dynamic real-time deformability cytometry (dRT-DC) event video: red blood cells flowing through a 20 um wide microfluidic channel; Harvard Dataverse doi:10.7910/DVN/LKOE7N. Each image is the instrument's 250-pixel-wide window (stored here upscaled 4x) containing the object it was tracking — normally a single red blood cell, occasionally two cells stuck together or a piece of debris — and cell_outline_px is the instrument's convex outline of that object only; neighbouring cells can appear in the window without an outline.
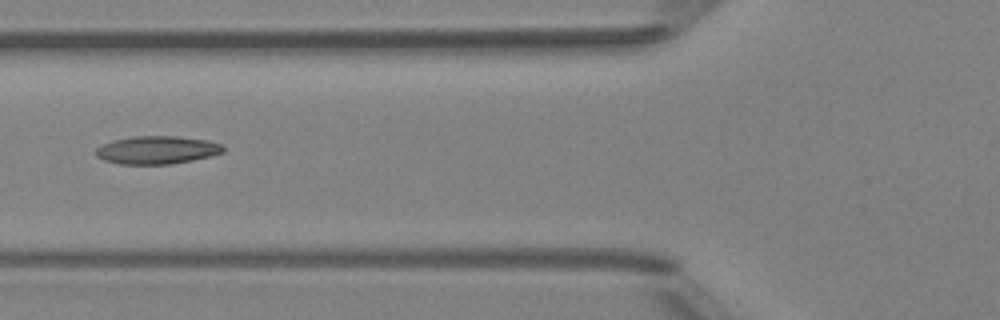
{"species": "Egyptian fruit bat (a non-hibernating species)", "species_latin": "Rousettus aegyptiacus", "temperature_condition": "room temperature", "stored_images_in_passage": 7, "camera_frame_rate_fps": 3000, "um_per_image_px": 0.085, "animal": {"sex": "female"}, "frame": {"image": 1, "passage_image": 6, "time_ms": 5.667, "image_size_px": [1000, 320], "cell_outline_px": [[224, 152], [192, 160], [168, 164], [120, 164], [104, 160], [96, 156], [96, 148], [112, 140], [132, 136], [176, 136], [208, 140], [220, 144], [224, 148]], "centroid_in_image_um": [13.32, 12.74], "position_along_channel_um": 112.5, "area_um2": 20.63}}
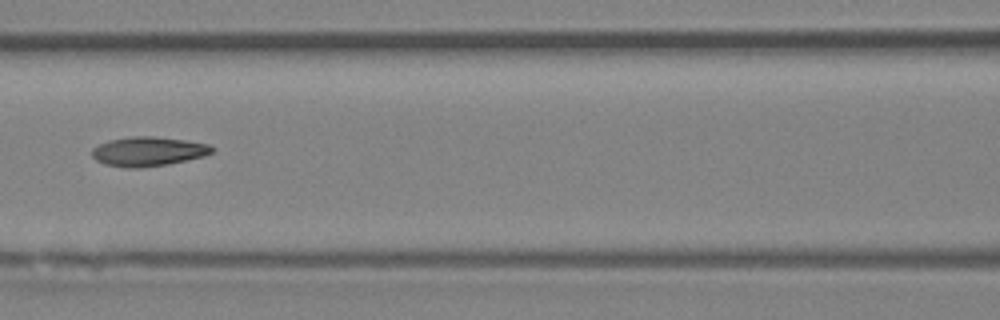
{"frame": {"image": 2, "passage_image": 7, "time_ms": 6.667, "image_size_px": [1000, 320], "cell_outline_px": [[212, 152], [204, 156], [168, 164], [140, 168], [124, 168], [104, 164], [96, 160], [92, 156], [92, 148], [108, 140], [132, 136], [152, 136], [184, 140], [208, 144], [212, 148]], "centroid_in_image_um": [12.55, 12.88], "position_along_channel_um": 154.1, "area_um2": 20.46}}